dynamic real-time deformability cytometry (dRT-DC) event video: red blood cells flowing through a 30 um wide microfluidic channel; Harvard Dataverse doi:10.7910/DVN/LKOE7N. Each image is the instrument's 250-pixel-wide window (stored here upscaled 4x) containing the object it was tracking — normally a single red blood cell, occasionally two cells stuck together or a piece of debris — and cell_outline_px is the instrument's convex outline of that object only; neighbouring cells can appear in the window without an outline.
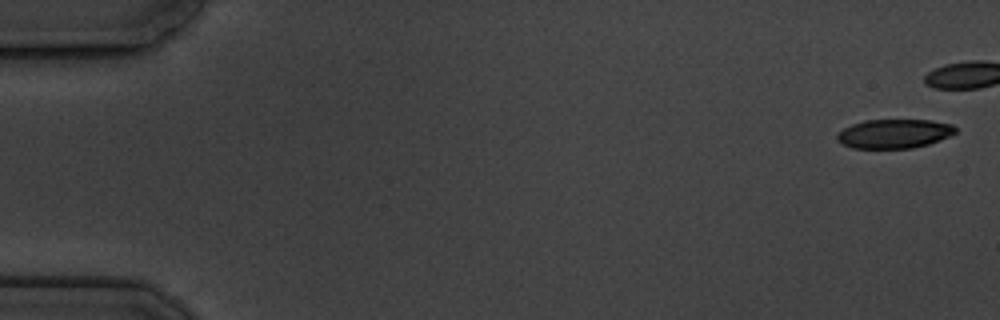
{"species": "common noctule bat (a hibernating species)", "species_latin": "Nyctalus noctula", "temperature_condition": "cold", "stored_images_in_passage": 12, "camera_frame_rate_fps": 3000, "um_per_image_px": 0.085, "animal": {"sex": "male", "body_mass_g": 19.5, "forearm_length_mm": 54.6}, "frame": {"image": 1, "passage_image": 1, "time_ms": 0.0, "image_size_px": [1000, 320], "cell_outline_px": [[956, 132], [940, 140], [928, 144], [912, 148], [852, 148], [840, 144], [836, 140], [836, 136], [844, 128], [852, 124], [864, 120], [932, 120], [952, 124], [956, 128]], "centroid_in_image_um": [75.98, 11.36], "position_along_channel_um": 9.0, "area_um2": 20.11}}
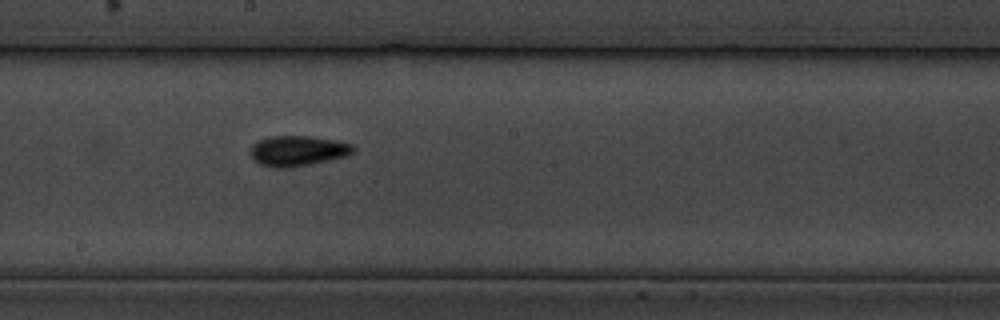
{"frame": {"image": 2, "passage_image": 10, "time_ms": 11.333, "image_size_px": [1000, 320], "cell_outline_px": [[356, 148], [348, 156], [312, 164], [292, 168], [276, 168], [260, 164], [252, 160], [252, 144], [268, 136], [308, 136], [332, 140], [352, 144]], "centroid_in_image_um": [25.31, 12.84], "position_along_channel_um": 222.9, "area_um2": 18.21}}
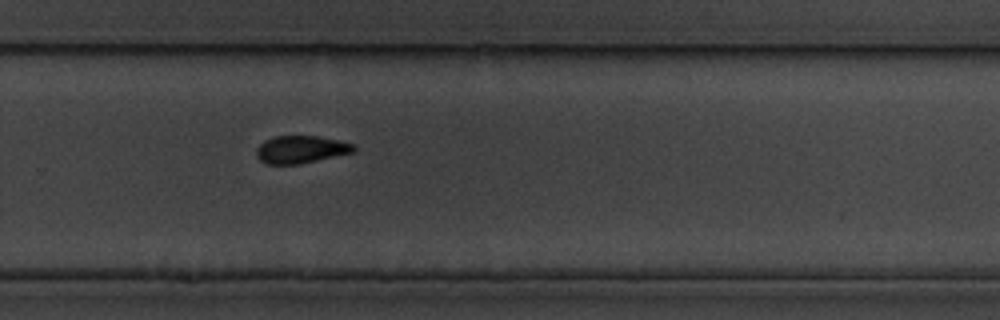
{"frame": {"image": 3, "passage_image": 12, "time_ms": 13.667, "image_size_px": [1000, 320], "cell_outline_px": [[356, 152], [300, 164], [264, 164], [256, 156], [256, 148], [264, 140], [272, 136], [320, 136], [340, 140], [356, 144]], "centroid_in_image_um": [25.6, 12.7], "position_along_channel_um": 304.2, "area_um2": 16.01}}